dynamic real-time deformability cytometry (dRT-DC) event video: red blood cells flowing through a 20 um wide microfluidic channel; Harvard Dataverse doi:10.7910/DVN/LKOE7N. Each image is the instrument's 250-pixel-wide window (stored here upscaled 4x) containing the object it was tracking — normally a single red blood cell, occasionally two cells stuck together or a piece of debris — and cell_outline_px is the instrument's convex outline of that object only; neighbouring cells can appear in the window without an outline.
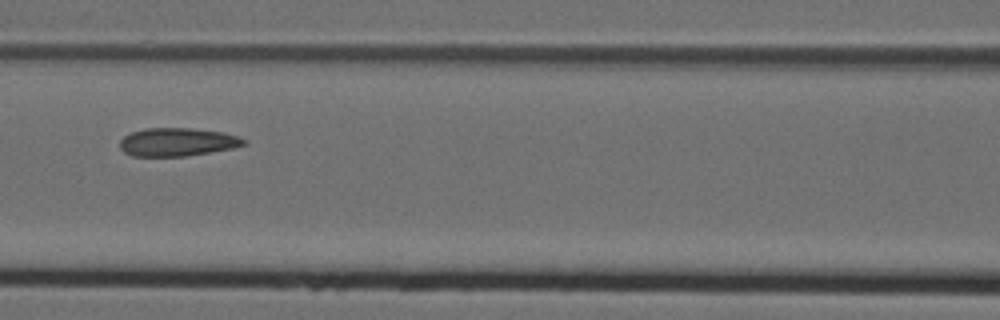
{"species": "Egyptian fruit bat (a non-hibernating species)", "species_latin": "Rousettus aegyptiacus", "temperature_condition": "cold", "stored_images_in_passage": 8, "segment_of_instrument_passage": [1, 2], "camera_frame_rate_fps": 3000, "um_per_image_px": 0.085, "animal": {"sex": "female"}, "frame": {"image": 1, "passage_image": 7, "time_ms": 2.0, "image_size_px": [1000, 320], "cell_outline_px": [[248, 144], [232, 148], [184, 156], [132, 156], [124, 152], [120, 148], [120, 140], [124, 136], [132, 132], [144, 128], [192, 128], [224, 132], [240, 136]], "centroid_in_image_um": [15.07, 12.06], "position_along_channel_um": 151.5, "area_um2": 20.4}}